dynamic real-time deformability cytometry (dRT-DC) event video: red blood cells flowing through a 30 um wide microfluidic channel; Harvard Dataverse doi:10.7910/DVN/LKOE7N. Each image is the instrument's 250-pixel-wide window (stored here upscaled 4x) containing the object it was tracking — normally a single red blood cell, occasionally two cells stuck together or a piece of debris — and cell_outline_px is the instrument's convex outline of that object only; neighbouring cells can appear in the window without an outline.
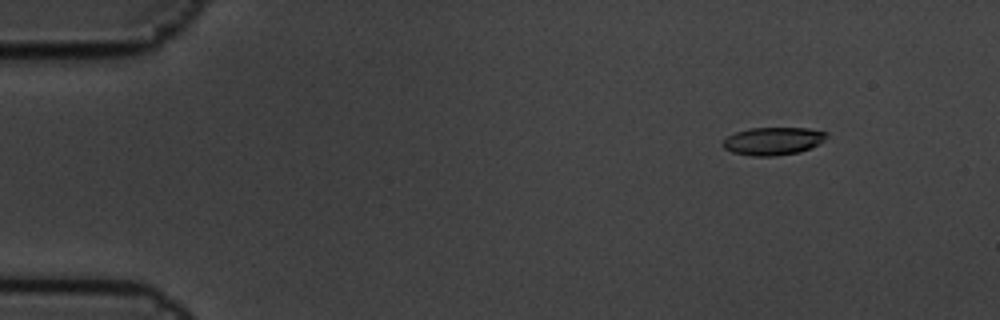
{"species": "common noctule bat (a hibernating species)", "species_latin": "Nyctalus noctula", "temperature_condition": "cold", "stored_images_in_passage": 5, "camera_frame_rate_fps": 3000, "um_per_image_px": 0.085, "animal": {"sex": "male", "body_mass_g": 19.5, "forearm_length_mm": 54.6}, "frame": {"image": 1, "passage_image": 2, "time_ms": 0.333, "image_size_px": [1000, 320], "cell_outline_px": [[828, 132], [824, 140], [800, 152], [776, 156], [752, 156], [732, 152], [724, 148], [720, 144], [728, 136], [736, 132], [752, 128], [808, 128]], "centroid_in_image_um": [65.68, 11.99], "position_along_channel_um": 19.3, "area_um2": 16.7}}
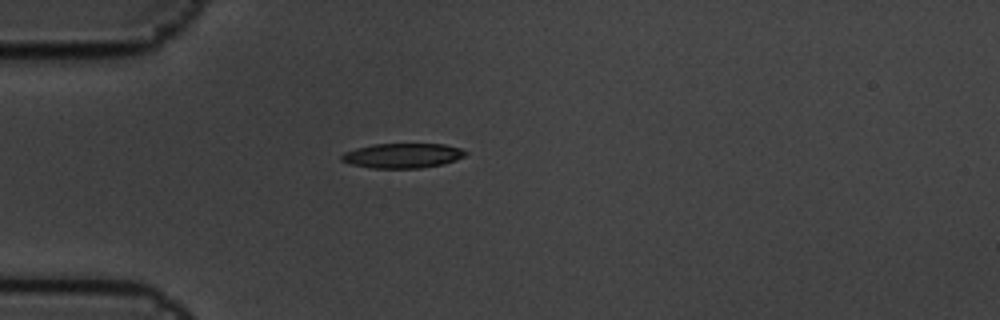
{"frame": {"image": 2, "passage_image": 5, "time_ms": 1.333, "image_size_px": [1000, 320], "cell_outline_px": [[468, 152], [464, 156], [456, 160], [444, 164], [420, 168], [372, 168], [352, 164], [340, 160], [340, 156], [344, 152], [356, 148], [372, 144], [444, 144], [460, 148]], "centroid_in_image_um": [34.22, 13.22], "position_along_channel_um": 50.8, "area_um2": 17.92}}